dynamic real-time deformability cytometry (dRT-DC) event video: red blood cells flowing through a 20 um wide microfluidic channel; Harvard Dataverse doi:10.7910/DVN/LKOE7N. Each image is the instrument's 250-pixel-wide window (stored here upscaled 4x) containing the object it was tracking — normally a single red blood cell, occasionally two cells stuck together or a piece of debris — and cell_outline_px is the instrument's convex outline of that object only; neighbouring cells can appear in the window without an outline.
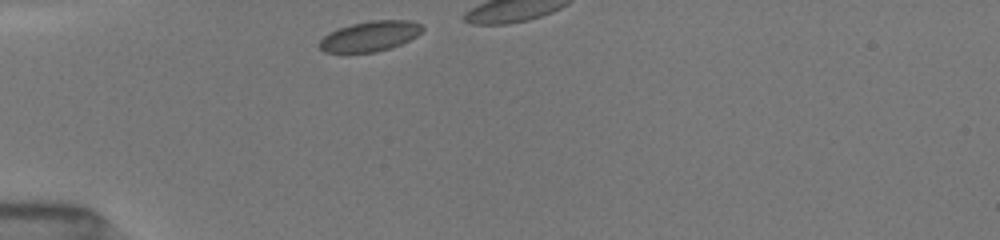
{"species": "common noctule bat (a hibernating species)", "species_latin": "Nyctalus noctula", "temperature_condition": "room temperature", "stored_images_in_passage": 8, "camera_frame_rate_fps": 3000, "um_per_image_px": 0.085, "animal": {"sex": "female", "body_mass_g": 19.5, "forearm_length_mm": 54.1}, "frame": {"image": 1, "passage_image": 1, "time_ms": 0.0, "image_size_px": [1000, 240], "cell_outline_px": [[424, 28], [416, 36], [392, 48], [376, 52], [324, 52], [316, 44], [328, 32], [352, 24], [372, 20], [412, 20], [420, 24]], "centroid_in_image_um": [31.43, 3.08], "position_along_channel_um": 53.6, "area_um2": 18.09}}
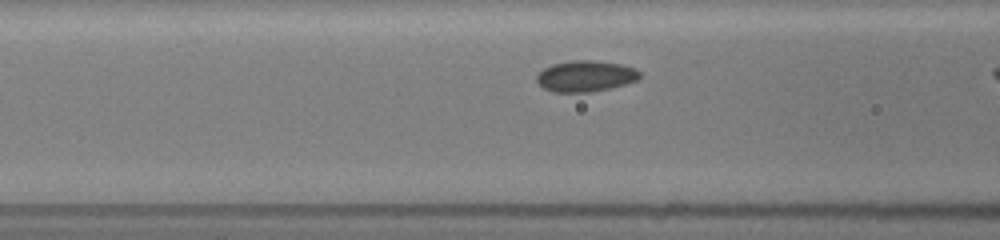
{"frame": {"image": 2, "passage_image": 7, "time_ms": 2.0, "image_size_px": [1000, 240], "cell_outline_px": [[640, 76], [636, 80], [624, 84], [608, 88], [588, 92], [552, 92], [544, 88], [536, 80], [536, 76], [544, 68], [552, 64], [572, 60], [592, 60], [620, 64], [636, 68], [640, 72]], "centroid_in_image_um": [49.75, 6.46], "position_along_channel_um": 116.8, "area_um2": 18.5}}